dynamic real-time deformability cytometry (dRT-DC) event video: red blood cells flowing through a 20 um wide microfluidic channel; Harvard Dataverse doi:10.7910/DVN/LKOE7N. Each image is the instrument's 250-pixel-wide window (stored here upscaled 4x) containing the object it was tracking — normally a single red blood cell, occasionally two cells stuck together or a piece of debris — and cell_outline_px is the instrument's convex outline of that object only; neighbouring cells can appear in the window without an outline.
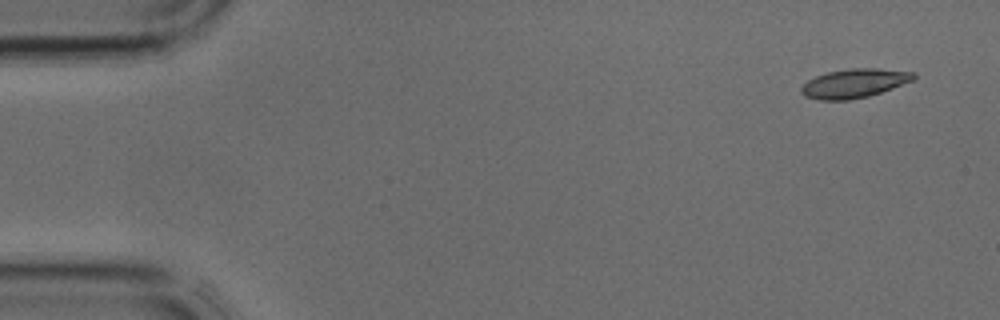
{"species": "common noctule bat (a hibernating species)", "species_latin": "Nyctalus noctula", "temperature_condition": "cold", "stored_images_in_passage": 15, "camera_frame_rate_fps": 3000, "um_per_image_px": 0.085, "animal": {"sex": "male", "body_mass_g": 17.9, "forearm_length_mm": 54.2}, "frame": {"image": 1, "passage_image": 1, "time_ms": 0.0, "image_size_px": [1000, 320], "cell_outline_px": [[916, 76], [912, 80], [892, 88], [868, 96], [848, 100], [820, 100], [804, 96], [800, 92], [800, 88], [808, 80], [816, 76], [828, 72], [852, 68], [876, 68], [916, 72]], "centroid_in_image_um": [72.59, 7.08], "position_along_channel_um": 12.4, "area_um2": 18.84}}
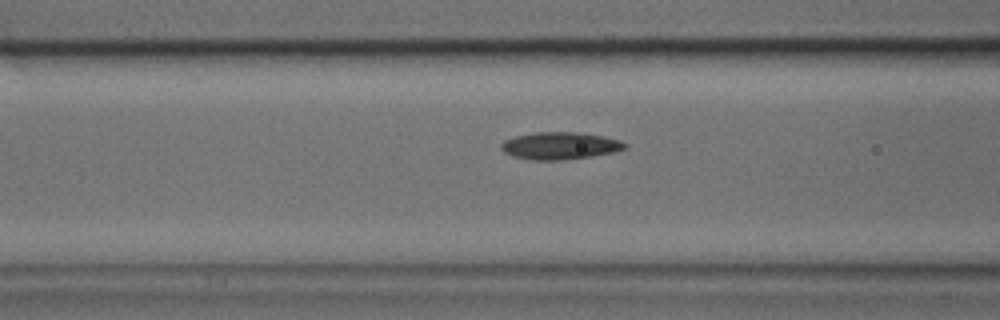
{"frame": {"image": 2, "passage_image": 14, "time_ms": 4.333, "image_size_px": [1000, 320], "cell_outline_px": [[628, 148], [616, 152], [592, 156], [564, 160], [532, 160], [512, 156], [504, 152], [500, 148], [500, 144], [504, 140], [516, 136], [536, 132], [576, 132], [600, 136], [620, 140], [628, 144]], "centroid_in_image_um": [47.61, 12.4], "position_along_channel_um": 119.0, "area_um2": 19.77}}